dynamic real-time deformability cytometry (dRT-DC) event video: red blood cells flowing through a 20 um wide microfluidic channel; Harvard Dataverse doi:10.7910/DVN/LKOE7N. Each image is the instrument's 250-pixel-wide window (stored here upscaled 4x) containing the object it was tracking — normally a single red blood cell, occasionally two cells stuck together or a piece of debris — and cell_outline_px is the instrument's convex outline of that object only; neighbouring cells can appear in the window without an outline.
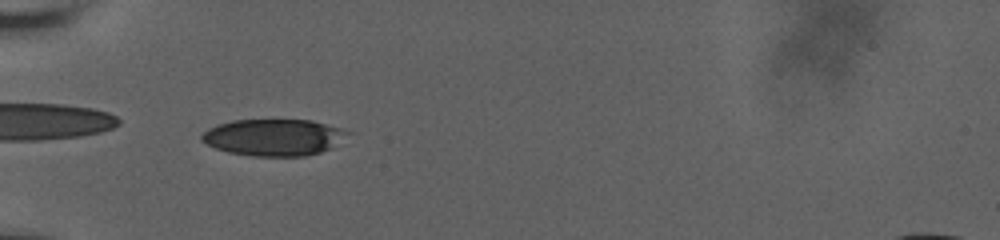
{"species": "human", "species_latin": "Homo sapiens", "temperature_condition": "room temperature", "stored_images_in_passage": 59, "camera_frame_rate_fps": 3000, "um_per_image_px": 0.085, "donor": {"sex": "male"}, "frame": {"image": 1, "passage_image": 15, "time_ms": 7.0, "image_size_px": [1000, 240], "cell_outline_px": [[352, 132], [332, 148], [320, 152], [304, 156], [252, 156], [228, 152], [216, 148], [200, 140], [200, 136], [208, 128], [216, 124], [232, 120], [312, 120], [340, 128]], "centroid_in_image_um": [23.26, 11.67], "position_along_channel_um": 61.7, "area_um2": 31.27}}
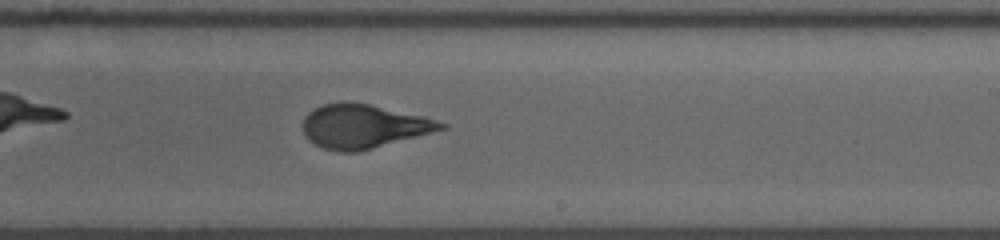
{"frame": {"image": 2, "passage_image": 36, "time_ms": 12.667, "image_size_px": [1000, 240], "cell_outline_px": [[448, 128], [360, 152], [340, 152], [324, 148], [308, 140], [304, 136], [304, 116], [308, 112], [324, 104], [340, 100], [344, 100], [368, 104], [424, 116], [448, 124]], "centroid_in_image_um": [30.9, 10.73], "position_along_channel_um": 258.1, "area_um2": 35.49}}
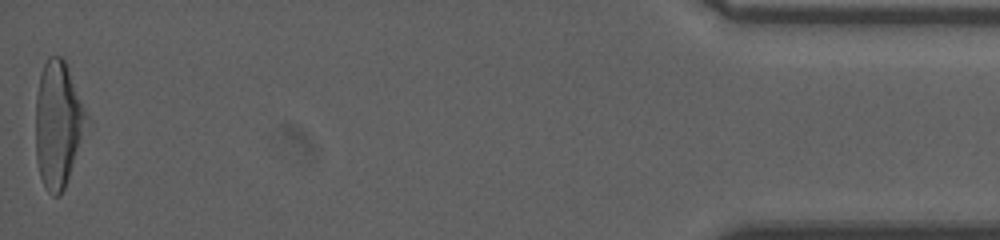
{"frame": {"image": 3, "passage_image": 59, "time_ms": 19.667, "image_size_px": [1000, 240], "cell_outline_px": [[92, 124], [64, 188], [60, 196], [52, 196], [48, 192], [40, 176], [36, 160], [36, 96], [40, 72], [48, 56], [60, 56], [64, 60], [68, 68], [92, 120]], "centroid_in_image_um": [5.0, 10.58], "position_along_channel_um": 430.2, "area_um2": 38.73}, "authors_computed_cell_mechanics": {"area_um2": 34.6222, "velocity_mm_per_s": 3.6675, "shape_relaxation_time_tau1_ms": 4.3991, "shape_relaxation_time_tau2_ms": 0.7, "deformation_change_tau1": 0.2039, "deformation_change_tau2": 0.079}}